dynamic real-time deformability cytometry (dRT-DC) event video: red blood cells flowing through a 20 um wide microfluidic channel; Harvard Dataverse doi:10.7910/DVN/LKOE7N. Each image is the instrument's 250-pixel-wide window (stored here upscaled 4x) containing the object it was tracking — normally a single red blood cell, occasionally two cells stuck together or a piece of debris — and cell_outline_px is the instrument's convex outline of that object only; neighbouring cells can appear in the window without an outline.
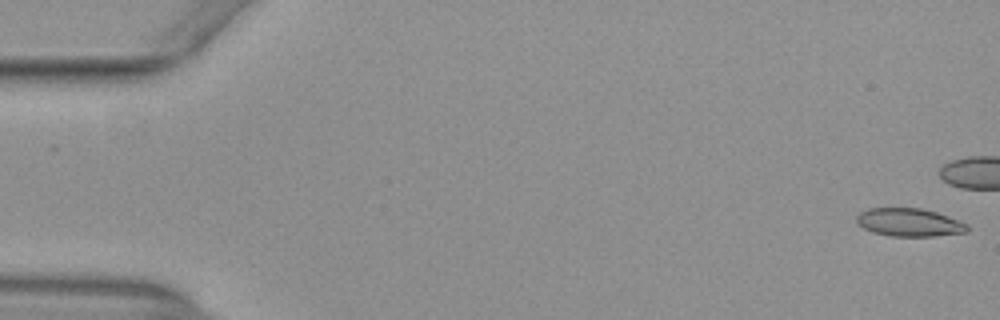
{"species": "common noctule bat (a hibernating species)", "species_latin": "Nyctalus noctula", "temperature_condition": "warm", "stored_images_in_passage": 42, "camera_frame_rate_fps": 3000, "um_per_image_px": 0.085, "animal": {"sex": "female", "body_mass_g": 29.2, "forearm_length_mm": 56.3}, "frame": {"image": 1, "passage_image": 1, "time_ms": 0.0, "image_size_px": [1000, 320], "cell_outline_px": [[968, 232], [936, 236], [892, 236], [872, 232], [856, 224], [856, 216], [860, 212], [868, 208], [920, 208], [936, 212], [948, 216], [968, 224]], "centroid_in_image_um": [77.27, 18.9], "position_along_channel_um": 7.7, "area_um2": 18.21}}
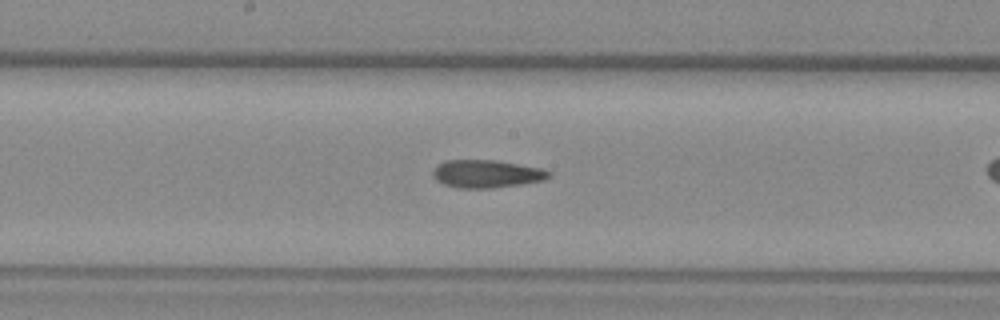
{"frame": {"image": 2, "passage_image": 28, "time_ms": 9.0, "image_size_px": [1000, 320], "cell_outline_px": [[552, 176], [544, 180], [520, 184], [492, 188], [460, 188], [444, 184], [436, 180], [432, 176], [432, 172], [436, 164], [444, 160], [496, 160], [540, 168], [548, 172]], "centroid_in_image_um": [41.3, 14.77], "position_along_channel_um": 206.9, "area_um2": 18.79}}
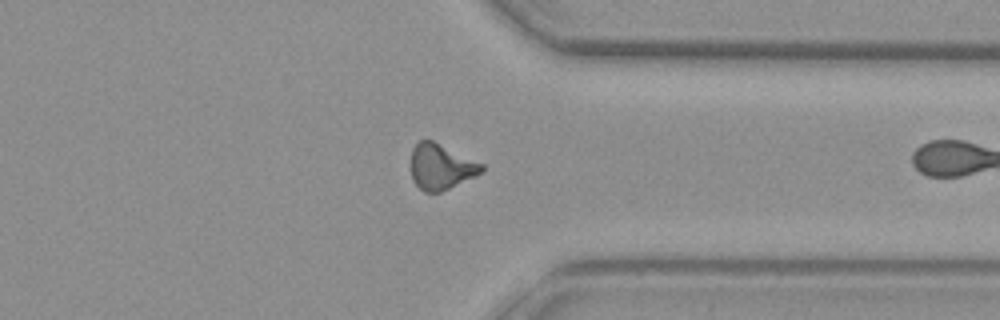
{"frame": {"image": 3, "passage_image": 41, "time_ms": 13.333, "image_size_px": [1000, 320], "cell_outline_px": [[484, 172], [476, 176], [440, 192], [424, 192], [412, 180], [412, 148], [420, 140], [432, 140], [484, 164]], "centroid_in_image_um": [37.5, 14.18], "position_along_channel_um": 373.9, "area_um2": 18.67}}